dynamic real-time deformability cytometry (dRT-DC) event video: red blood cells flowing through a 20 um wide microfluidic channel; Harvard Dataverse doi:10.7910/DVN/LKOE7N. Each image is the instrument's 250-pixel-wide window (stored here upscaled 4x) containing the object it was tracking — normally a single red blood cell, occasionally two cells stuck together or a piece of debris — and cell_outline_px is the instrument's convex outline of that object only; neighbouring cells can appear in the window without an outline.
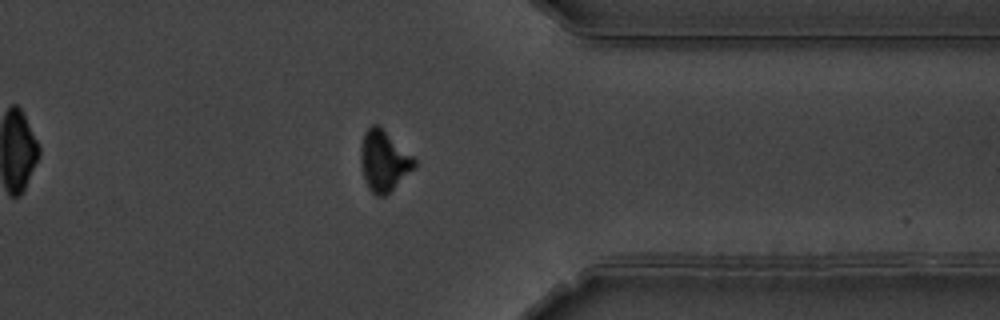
{"species": "common noctule bat (a hibernating species)", "species_latin": "Nyctalus noctula", "temperature_condition": "warm", "stored_images_in_passage": 51, "camera_frame_rate_fps": 3000, "um_per_image_px": 0.085, "animal": {"sex": "male", "body_mass_g": 19.5, "forearm_length_mm": 54.6}, "frame": {"image": 1, "passage_image": 44, "time_ms": 14.333, "image_size_px": [1000, 320], "cell_outline_px": [[416, 168], [384, 196], [376, 196], [368, 188], [364, 176], [360, 160], [360, 148], [364, 132], [372, 124], [376, 124], [412, 156], [416, 160]], "centroid_in_image_um": [32.61, 13.7], "position_along_channel_um": 378.8, "area_um2": 18.61}, "authors_computed_cell_mechanics": {"area_um2": 18.496, "velocity_mm_per_s": 3.5756, "shape_relaxation_time_tau1_ms": 3.3507, "shape_relaxation_time_tau2_ms": 2.9605, "deformation_change_tau1": 0.1454, "deformation_change_tau2": 0.0901}}